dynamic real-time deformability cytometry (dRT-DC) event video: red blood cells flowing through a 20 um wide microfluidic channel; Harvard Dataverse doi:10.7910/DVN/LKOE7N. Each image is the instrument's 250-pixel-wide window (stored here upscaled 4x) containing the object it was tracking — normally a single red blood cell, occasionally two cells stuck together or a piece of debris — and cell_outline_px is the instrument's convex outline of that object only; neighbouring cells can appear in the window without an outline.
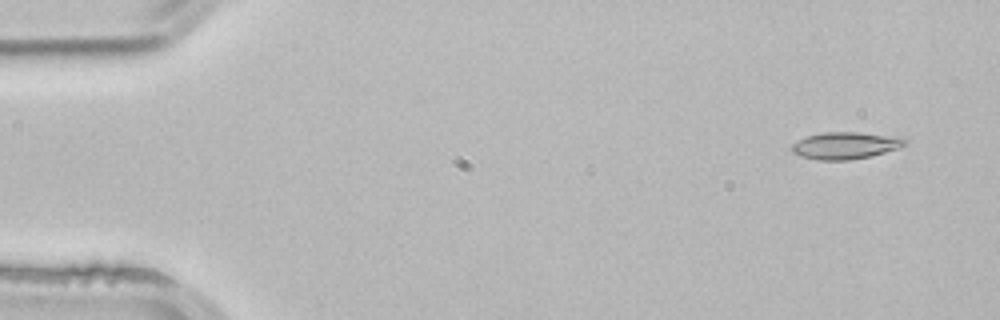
{"species": "common noctule bat (a hibernating species)", "species_latin": "Nyctalus noctula", "temperature_condition": "room temperature", "stored_images_in_passage": 53, "camera_frame_rate_fps": 3000, "um_per_image_px": 0.085, "animal": {"sex": "male", "body_mass_g": 21.5, "forearm_length_mm": 52.0}, "frame": {"image": 1, "passage_image": 4, "time_ms": 1.0, "image_size_px": [1000, 320], "cell_outline_px": [[908, 144], [900, 148], [868, 156], [848, 160], [816, 160], [800, 156], [792, 152], [792, 144], [808, 136], [824, 132], [860, 132], [908, 140]], "centroid_in_image_um": [71.82, 12.38], "position_along_channel_um": 13.2, "area_um2": 17.4}}
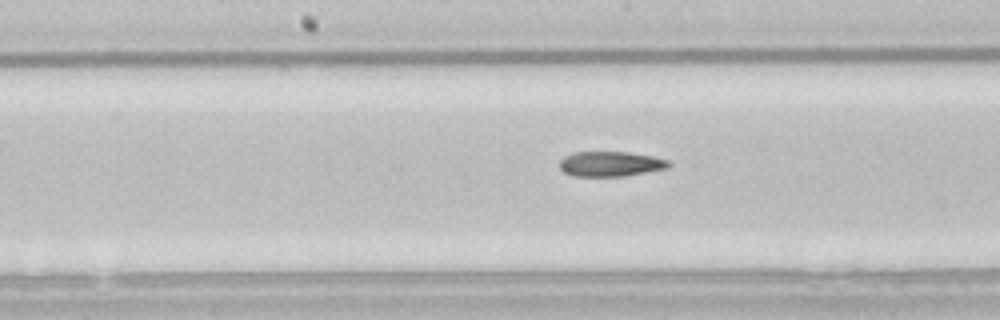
{"frame": {"image": 2, "passage_image": 27, "time_ms": 8.667, "image_size_px": [1000, 320], "cell_outline_px": [[672, 164], [668, 168], [624, 176], [576, 176], [564, 172], [560, 168], [560, 160], [564, 156], [572, 152], [628, 152], [652, 156], [668, 160]], "centroid_in_image_um": [51.9, 13.93], "position_along_channel_um": 196.3, "area_um2": 15.9}}
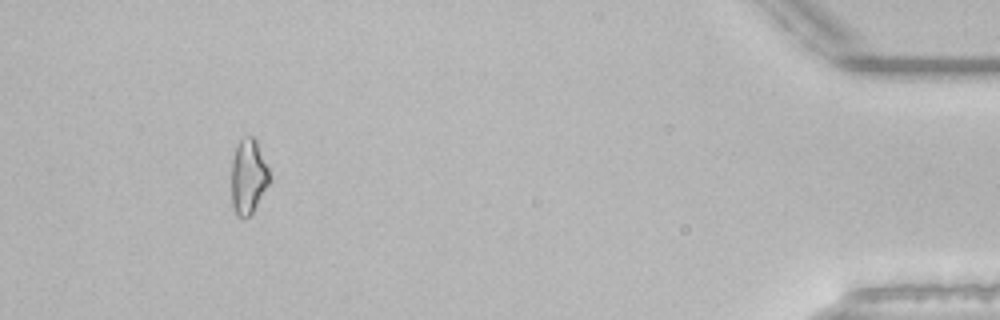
{"frame": {"image": 3, "passage_image": 49, "time_ms": 16.0, "image_size_px": [1000, 320], "cell_outline_px": [[272, 180], [252, 212], [248, 216], [236, 216], [232, 208], [232, 160], [236, 144], [240, 140], [248, 136], [252, 136], [256, 140], [268, 168]], "centroid_in_image_um": [21.11, 15.01], "position_along_channel_um": 414.1, "area_um2": 16.59}, "authors_computed_cell_mechanics": {"area_um2": 16.5308, "velocity_mm_per_s": 3.8978, "shape_relaxation_time_tau1_ms": 6.4912, "shape_relaxation_time_tau2_ms": null, "deformation_change_tau1": 0.1838, "deformation_change_tau2": null}}